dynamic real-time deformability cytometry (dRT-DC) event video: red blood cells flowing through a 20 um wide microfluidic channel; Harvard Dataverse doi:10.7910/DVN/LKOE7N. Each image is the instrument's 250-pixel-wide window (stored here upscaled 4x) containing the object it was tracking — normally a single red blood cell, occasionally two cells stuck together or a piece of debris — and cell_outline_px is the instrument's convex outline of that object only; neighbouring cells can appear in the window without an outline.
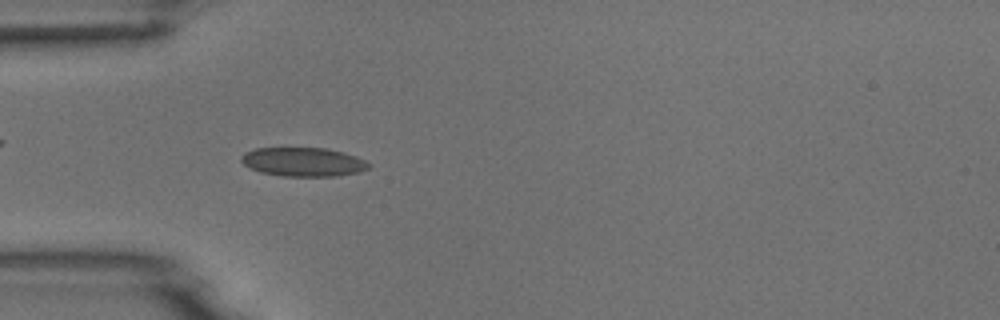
{"species": "common noctule bat (a hibernating species)", "species_latin": "Nyctalus noctula", "temperature_condition": "room temperature", "stored_images_in_passage": 4, "camera_frame_rate_fps": 3000, "um_per_image_px": 0.085, "animal": {"sex": "male", "body_mass_g": 18.8}, "frame": {"image": 1, "passage_image": 4, "time_ms": 4.333, "image_size_px": [1000, 320], "cell_outline_px": [[372, 164], [368, 168], [360, 172], [340, 176], [280, 176], [260, 172], [248, 168], [240, 160], [240, 156], [244, 152], [256, 148], [328, 148], [344, 152], [356, 156]], "centroid_in_image_um": [25.77, 13.77], "position_along_channel_um": 59.2, "area_um2": 21.79}}